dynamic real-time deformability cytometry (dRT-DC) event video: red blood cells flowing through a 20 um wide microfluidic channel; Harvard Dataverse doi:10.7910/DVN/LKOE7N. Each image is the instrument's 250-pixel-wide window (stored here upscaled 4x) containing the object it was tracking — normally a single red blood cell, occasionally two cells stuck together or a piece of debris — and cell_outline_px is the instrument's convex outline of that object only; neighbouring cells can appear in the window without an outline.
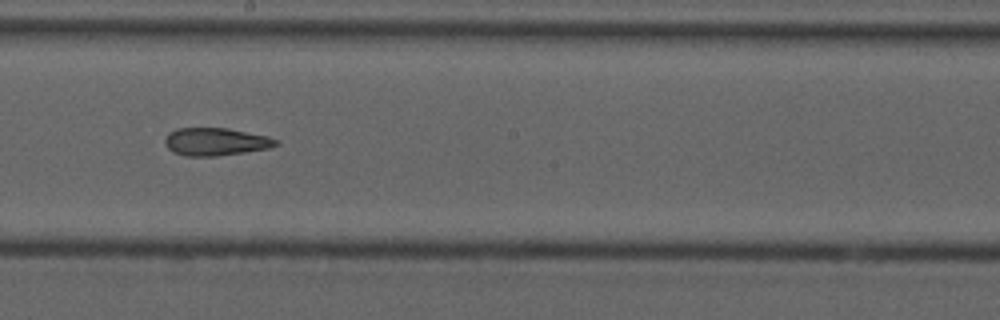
{"species": "common noctule bat (a hibernating species)", "species_latin": "Nyctalus noctula", "temperature_condition": "cold", "stored_images_in_passage": 34, "camera_frame_rate_fps": 3000, "um_per_image_px": 0.085, "animal": {"sex": "male", "forearm_length_mm": 52.5}, "frame": {"image": 1, "passage_image": 15, "time_ms": 4.667, "image_size_px": [1000, 320], "cell_outline_px": [[280, 144], [268, 148], [244, 152], [216, 156], [184, 156], [172, 152], [164, 144], [164, 140], [168, 132], [176, 128], [228, 128], [268, 136], [280, 140]], "centroid_in_image_um": [18.32, 12.04], "position_along_channel_um": 229.9, "area_um2": 18.15}, "authors_computed_cell_mechanics": {"area_um2": 18.7561, "velocity_mm_per_s": 3.7502, "shape_relaxation_time_tau1_ms": null, "shape_relaxation_time_tau2_ms": 4.7368, "deformation_change_tau1": null, "deformation_change_tau2": 0.1434}}